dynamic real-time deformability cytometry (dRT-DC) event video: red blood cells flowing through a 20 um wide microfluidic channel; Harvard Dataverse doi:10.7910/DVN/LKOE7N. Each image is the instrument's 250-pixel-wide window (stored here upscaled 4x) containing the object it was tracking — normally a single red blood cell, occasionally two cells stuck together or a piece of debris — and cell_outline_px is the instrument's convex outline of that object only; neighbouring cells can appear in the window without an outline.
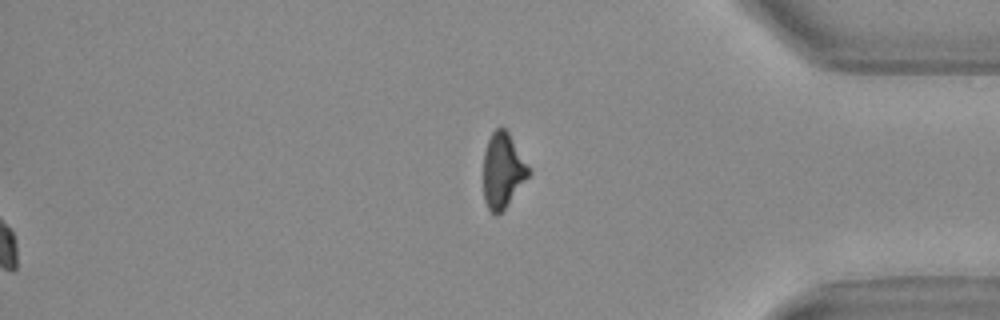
{"species": "Egyptian fruit bat (a non-hibernating species)", "species_latin": "Rousettus aegyptiacus", "temperature_condition": "warm", "stored_images_in_passage": 53, "segment_of_instrument_passage": [2, 2], "camera_frame_rate_fps": 3000, "um_per_image_px": 0.085, "animal": {"sex": "female"}, "frame": {"image": 1, "passage_image": 53, "time_ms": 17.333, "image_size_px": [1000, 320], "cell_outline_px": [[532, 172], [504, 208], [496, 216], [488, 208], [484, 200], [484, 152], [488, 140], [492, 132], [496, 128], [504, 128], [508, 132]], "centroid_in_image_um": [42.73, 14.49], "position_along_channel_um": 392.5, "area_um2": 19.42}}